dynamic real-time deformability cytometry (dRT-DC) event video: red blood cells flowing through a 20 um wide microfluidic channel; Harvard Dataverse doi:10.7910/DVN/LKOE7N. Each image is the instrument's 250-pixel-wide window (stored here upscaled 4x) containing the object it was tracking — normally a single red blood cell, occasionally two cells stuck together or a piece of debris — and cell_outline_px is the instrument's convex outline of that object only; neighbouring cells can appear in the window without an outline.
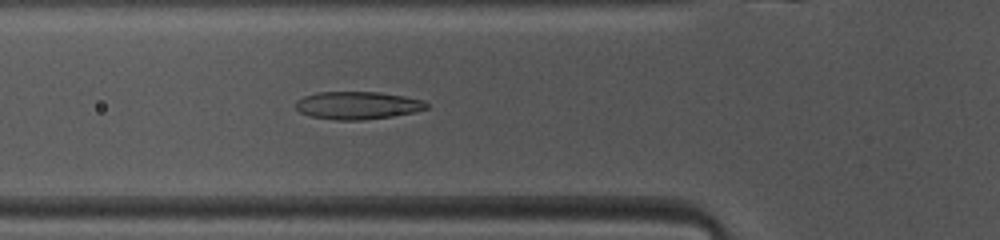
{"species": "common noctule bat (a hibernating species)", "species_latin": "Nyctalus noctula", "temperature_condition": "warm", "stored_images_in_passage": 38, "camera_frame_rate_fps": 3000, "um_per_image_px": 0.085, "animal": {"sex": "female", "body_mass_g": 10.0, "forearm_length_mm": 53.1}, "frame": {"image": 1, "passage_image": 5, "time_ms": 1.333, "image_size_px": [1000, 240], "cell_outline_px": [[428, 108], [412, 112], [392, 116], [360, 120], [336, 120], [312, 116], [300, 112], [296, 108], [296, 100], [304, 96], [316, 92], [380, 92], [404, 96], [424, 100], [428, 104]], "centroid_in_image_um": [30.39, 8.95], "position_along_channel_um": 95.4, "area_um2": 21.04}}
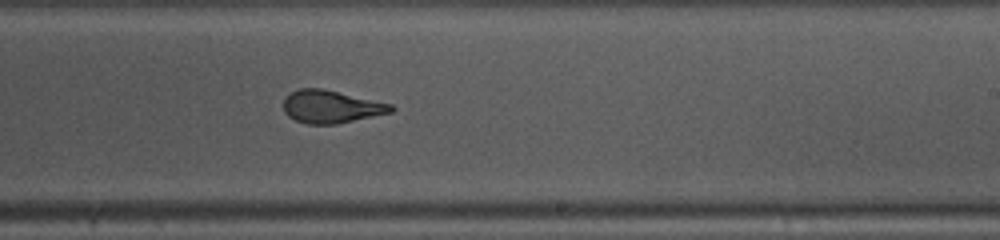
{"frame": {"image": 2, "passage_image": 17, "time_ms": 5.333, "image_size_px": [1000, 240], "cell_outline_px": [[396, 108], [392, 112], [336, 124], [308, 124], [296, 120], [288, 116], [284, 112], [284, 100], [292, 92], [300, 88], [320, 88], [392, 104]], "centroid_in_image_um": [28.15, 9.07], "position_along_channel_um": 260.8, "area_um2": 20.23}}
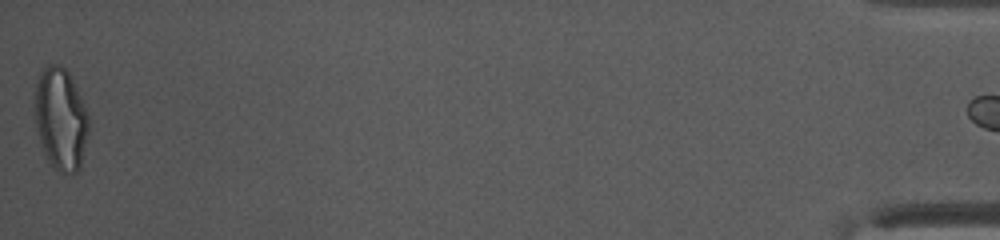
{"frame": {"image": 3, "passage_image": 37, "time_ms": 12.0, "image_size_px": [1000, 240], "cell_outline_px": [[88, 132], [80, 168], [76, 172], [60, 172], [44, 156], [36, 124], [36, 84], [40, 72], [48, 64], [60, 64], [68, 72], [88, 112]], "centroid_in_image_um": [5.17, 10.1], "position_along_channel_um": 430.0, "area_um2": 31.56}, "authors_computed_cell_mechanics": {"area_um2": 21.5305, "velocity_mm_per_s": 4.1247, "shape_relaxation_time_tau1_ms": 8.2742, "shape_relaxation_time_tau2_ms": 1.1521, "deformation_change_tau1": 0.2788, "deformation_change_tau2": 0.0814}}